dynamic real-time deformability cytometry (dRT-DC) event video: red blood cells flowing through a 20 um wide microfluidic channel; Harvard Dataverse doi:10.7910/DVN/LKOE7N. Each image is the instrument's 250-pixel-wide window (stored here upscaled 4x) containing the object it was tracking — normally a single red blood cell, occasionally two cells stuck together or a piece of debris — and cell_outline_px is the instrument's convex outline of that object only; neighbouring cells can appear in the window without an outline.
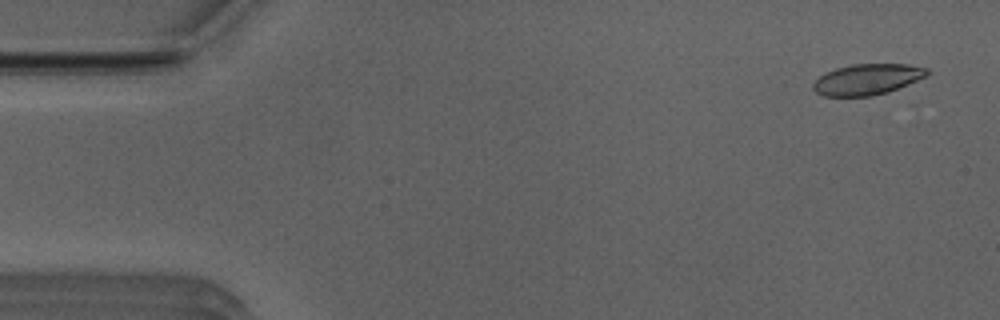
{"species": "Egyptian fruit bat (a non-hibernating species)", "species_latin": "Rousettus aegyptiacus", "temperature_condition": "room temperature", "stored_images_in_passage": 50, "camera_frame_rate_fps": 3000, "um_per_image_px": 0.085, "animal": {"sex": "male"}, "frame": {"image": 1, "passage_image": 1, "time_ms": 0.0, "image_size_px": [1000, 320], "cell_outline_px": [[932, 72], [928, 76], [888, 92], [872, 96], [824, 96], [816, 92], [812, 88], [812, 84], [820, 76], [836, 68], [852, 64], [908, 64], [928, 68]], "centroid_in_image_um": [73.76, 6.74], "position_along_channel_um": 11.2, "area_um2": 20.58}}
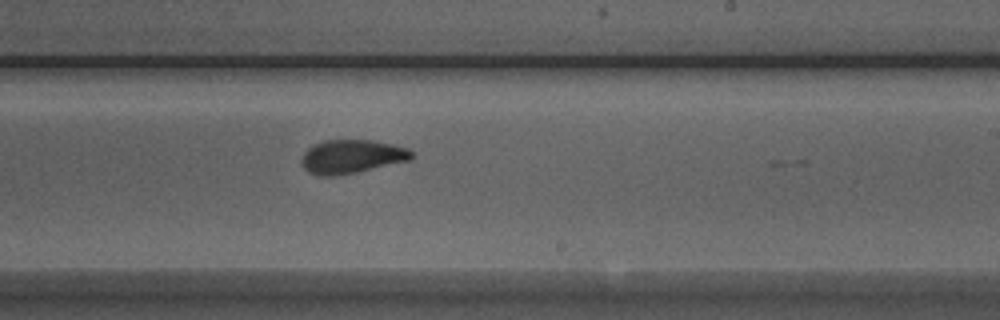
{"frame": {"image": 2, "passage_image": 29, "time_ms": 9.333, "image_size_px": [1000, 320], "cell_outline_px": [[416, 156], [412, 160], [356, 172], [332, 176], [316, 176], [308, 172], [300, 164], [300, 160], [304, 152], [312, 144], [324, 140], [372, 140], [392, 144], [408, 148]], "centroid_in_image_um": [29.88, 13.31], "position_along_channel_um": 259.1, "area_um2": 21.91}}
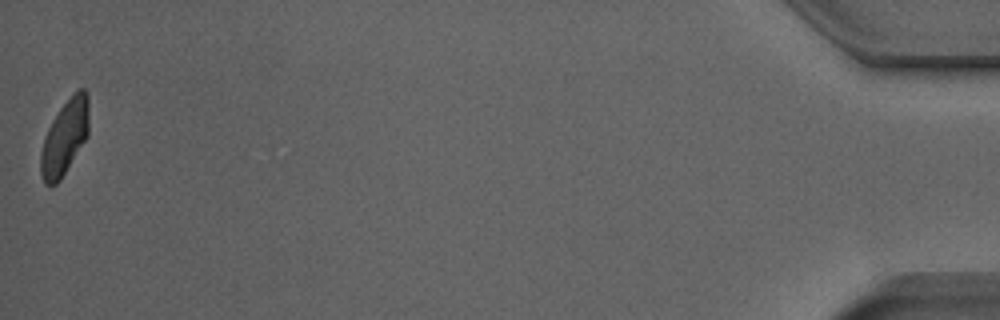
{"frame": {"image": 3, "passage_image": 50, "time_ms": 16.333, "image_size_px": [1000, 320], "cell_outline_px": [[88, 136], [60, 180], [56, 184], [44, 184], [40, 172], [40, 156], [44, 140], [48, 128], [52, 120], [60, 108], [80, 88], [84, 88], [88, 96]], "centroid_in_image_um": [5.5, 11.7], "position_along_channel_um": 429.7, "area_um2": 20.63}, "authors_computed_cell_mechanics": {"area_um2": 21.5883, "velocity_mm_per_s": 3.9181, "shape_relaxation_time_tau1_ms": 5.5528, "shape_relaxation_time_tau2_ms": 1.3211, "deformation_change_tau1": 0.1672, "deformation_change_tau2": 0.0597}}